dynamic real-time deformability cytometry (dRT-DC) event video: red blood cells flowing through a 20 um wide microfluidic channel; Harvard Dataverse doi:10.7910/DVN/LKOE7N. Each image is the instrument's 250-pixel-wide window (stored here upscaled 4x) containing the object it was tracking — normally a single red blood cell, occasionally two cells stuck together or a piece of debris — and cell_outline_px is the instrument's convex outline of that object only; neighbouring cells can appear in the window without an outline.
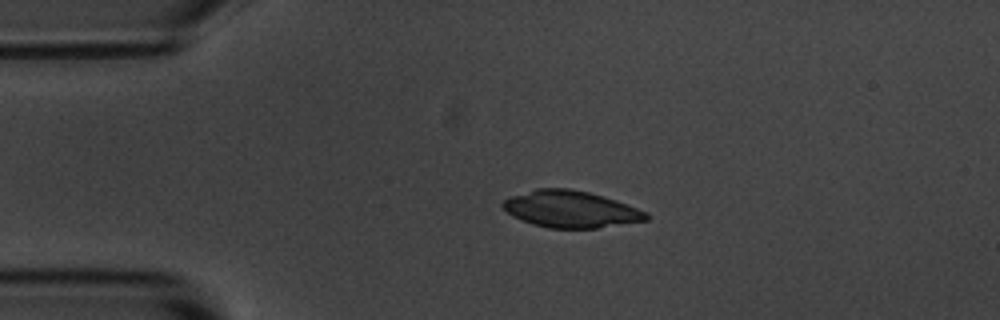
{"species": "common noctule bat (a hibernating species)", "species_latin": "Nyctalus noctula", "temperature_condition": "room temperature", "stored_images_in_passage": 4, "camera_frame_rate_fps": 3000, "um_per_image_px": 0.085, "animal": {"sex": "male", "body_mass_g": 20.1, "forearm_length_mm": 53.5}, "frame": {"image": 1, "passage_image": 3, "time_ms": 2.333, "image_size_px": [1000, 320], "cell_outline_px": [[648, 220], [596, 228], [548, 228], [532, 224], [512, 216], [500, 204], [508, 196], [536, 188], [568, 188], [588, 192], [604, 196], [616, 200], [648, 212]], "centroid_in_image_um": [48.48, 17.77], "position_along_channel_um": 36.5, "area_um2": 30.81}}